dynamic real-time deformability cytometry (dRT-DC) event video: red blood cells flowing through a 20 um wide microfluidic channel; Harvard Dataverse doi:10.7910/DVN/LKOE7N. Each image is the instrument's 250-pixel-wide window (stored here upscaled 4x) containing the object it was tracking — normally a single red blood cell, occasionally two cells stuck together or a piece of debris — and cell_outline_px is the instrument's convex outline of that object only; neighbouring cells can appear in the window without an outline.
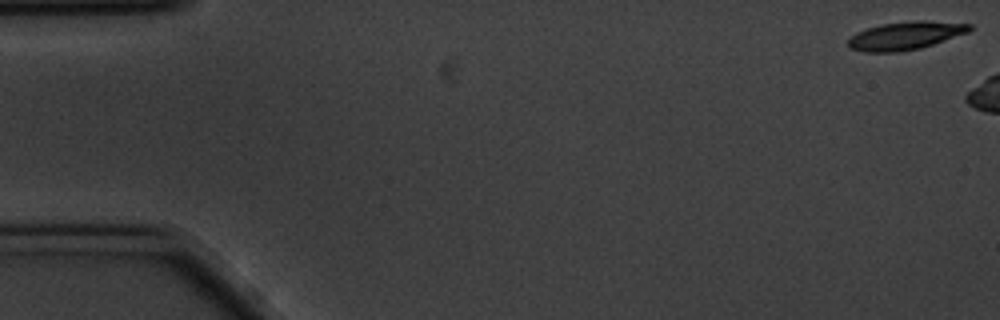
{"species": "common noctule bat (a hibernating species)", "species_latin": "Nyctalus noctula", "temperature_condition": "cold", "stored_images_in_passage": 6, "camera_frame_rate_fps": 3000, "um_per_image_px": 0.085, "animal": {"sex": "male", "body_mass_g": 20.1, "forearm_length_mm": 53.5}, "frame": {"image": 1, "passage_image": 1, "time_ms": 0.0, "image_size_px": [1000, 320], "cell_outline_px": [[972, 28], [968, 32], [920, 48], [900, 52], [864, 52], [848, 48], [848, 40], [856, 32], [880, 24], [912, 20], [924, 20], [972, 24]], "centroid_in_image_um": [76.93, 3.02], "position_along_channel_um": 8.1, "area_um2": 19.88}}